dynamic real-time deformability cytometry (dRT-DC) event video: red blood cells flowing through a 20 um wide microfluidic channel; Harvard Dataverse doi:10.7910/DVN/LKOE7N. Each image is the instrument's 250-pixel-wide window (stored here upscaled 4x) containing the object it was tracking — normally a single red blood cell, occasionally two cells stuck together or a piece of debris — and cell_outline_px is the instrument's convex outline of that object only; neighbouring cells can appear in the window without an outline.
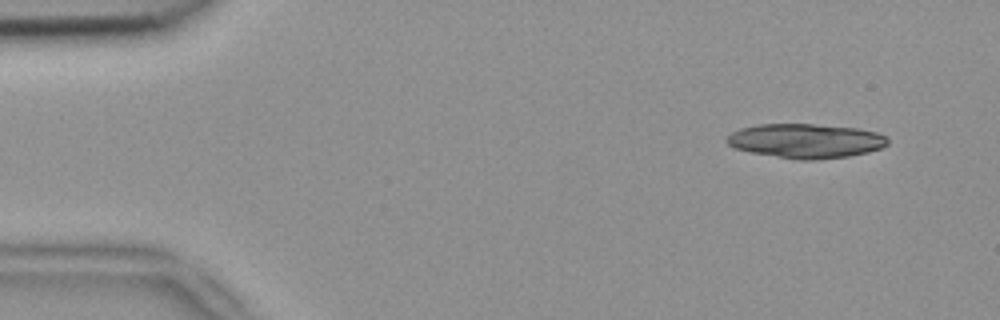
{"species": "common noctule bat (a hibernating species)", "species_latin": "Nyctalus noctula", "temperature_condition": "room temperature", "stored_images_in_passage": 6, "camera_frame_rate_fps": 3000, "um_per_image_px": 0.085, "animal": {"sex": "female", "body_mass_g": 18.4}, "frame": {"image": 1, "passage_image": 1, "time_ms": 0.0, "image_size_px": [1000, 320], "cell_outline_px": [[888, 144], [884, 148], [868, 152], [848, 156], [812, 160], [800, 160], [752, 152], [736, 148], [728, 144], [724, 140], [732, 132], [740, 128], [756, 124], [812, 124], [856, 128], [876, 132], [888, 136]], "centroid_in_image_um": [68.52, 11.97], "position_along_channel_um": 16.5, "area_um2": 32.19}}
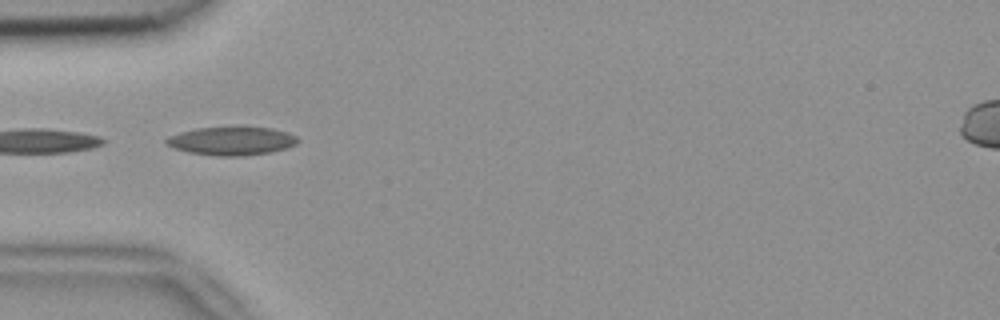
{"frame": {"image": 2, "passage_image": 3, "time_ms": 0.667, "image_size_px": [1000, 320], "cell_outline_px": [[300, 140], [296, 144], [284, 148], [268, 152], [240, 156], [216, 156], [188, 152], [176, 148], [168, 144], [164, 140], [168, 136], [180, 132], [196, 128], [272, 128], [296, 136]], "centroid_in_image_um": [19.66, 11.99], "position_along_channel_um": 65.3, "area_um2": 21.21}}
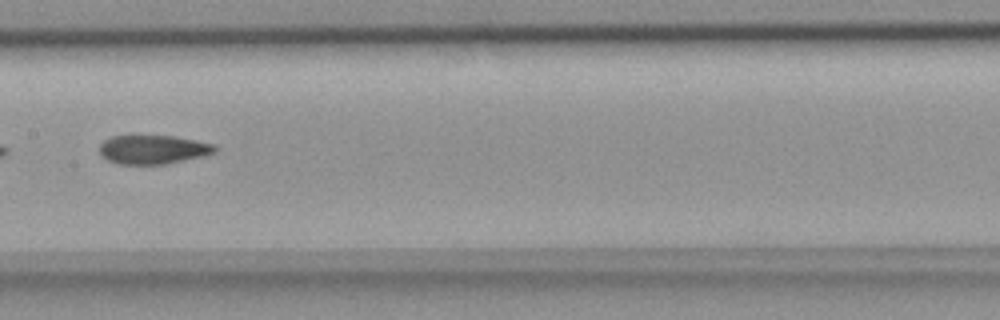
{"frame": {"image": 3, "passage_image": 6, "time_ms": 1.667, "image_size_px": [1000, 320], "cell_outline_px": [[216, 152], [204, 156], [164, 164], [120, 164], [108, 160], [100, 156], [100, 144], [104, 140], [112, 136], [172, 136], [196, 140], [216, 144]], "centroid_in_image_um": [13.02, 12.71], "position_along_channel_um": 194.4, "area_um2": 19.42}}